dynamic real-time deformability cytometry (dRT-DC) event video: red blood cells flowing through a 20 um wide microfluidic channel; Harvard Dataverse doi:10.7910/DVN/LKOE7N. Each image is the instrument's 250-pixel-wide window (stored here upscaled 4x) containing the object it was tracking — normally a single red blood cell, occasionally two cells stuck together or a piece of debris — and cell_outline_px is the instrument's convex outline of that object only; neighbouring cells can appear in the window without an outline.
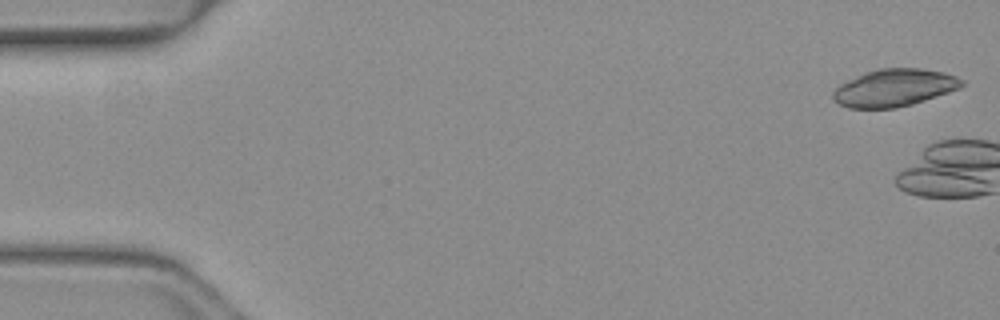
{"species": "common noctule bat (a hibernating species)", "species_latin": "Nyctalus noctula", "temperature_condition": "warm", "stored_images_in_passage": 3, "camera_frame_rate_fps": 3000, "um_per_image_px": 0.085, "animal": {"sex": "female", "body_mass_g": 19.3, "forearm_length_mm": 54.1}, "frame": {"image": 1, "passage_image": 1, "time_ms": 0.0, "image_size_px": [1000, 320], "cell_outline_px": [[964, 84], [960, 88], [912, 104], [896, 108], [848, 108], [840, 104], [832, 96], [832, 92], [840, 84], [864, 72], [880, 68], [920, 68], [944, 72], [956, 76], [964, 80]], "centroid_in_image_um": [76.02, 7.45], "position_along_channel_um": 9.0, "area_um2": 27.98}}